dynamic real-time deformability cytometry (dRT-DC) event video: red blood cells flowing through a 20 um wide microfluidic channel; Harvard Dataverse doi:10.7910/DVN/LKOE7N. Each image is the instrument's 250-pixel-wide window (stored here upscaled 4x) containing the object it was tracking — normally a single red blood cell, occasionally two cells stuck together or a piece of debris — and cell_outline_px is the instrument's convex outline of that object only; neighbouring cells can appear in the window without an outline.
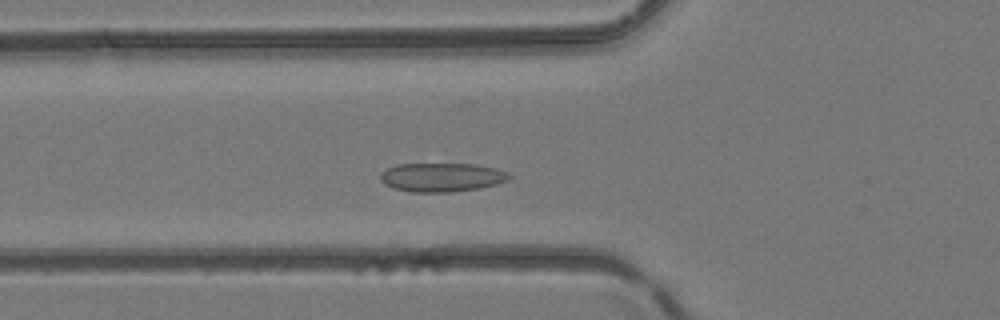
{"species": "common noctule bat (a hibernating species)", "species_latin": "Nyctalus noctula", "temperature_condition": "room temperature", "stored_images_in_passage": 39, "camera_frame_rate_fps": 3000, "um_per_image_px": 0.085, "animal": {"sex": "female", "body_mass_g": 24.6, "forearm_length_mm": 56.2}, "frame": {"image": 1, "passage_image": 9, "time_ms": 2.667, "image_size_px": [1000, 320], "cell_outline_px": [[512, 176], [508, 180], [496, 184], [480, 188], [452, 192], [412, 192], [392, 188], [384, 184], [380, 180], [380, 172], [396, 164], [476, 164], [496, 168]], "centroid_in_image_um": [37.51, 15.07], "position_along_channel_um": 88.3, "area_um2": 21.73}}
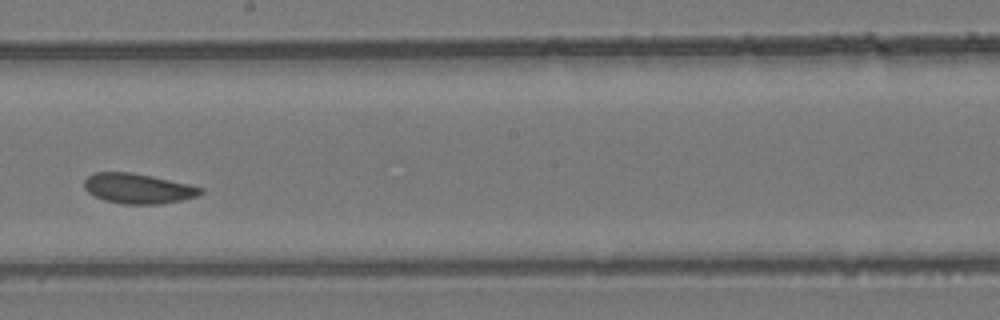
{"frame": {"image": 2, "passage_image": 19, "time_ms": 6.0, "image_size_px": [1000, 320], "cell_outline_px": [[204, 192], [196, 196], [180, 200], [160, 204], [120, 204], [104, 200], [88, 192], [84, 188], [84, 180], [92, 172], [132, 172], [152, 176], [188, 184], [204, 188]], "centroid_in_image_um": [11.71, 16.02], "position_along_channel_um": 236.5, "area_um2": 20.4}}
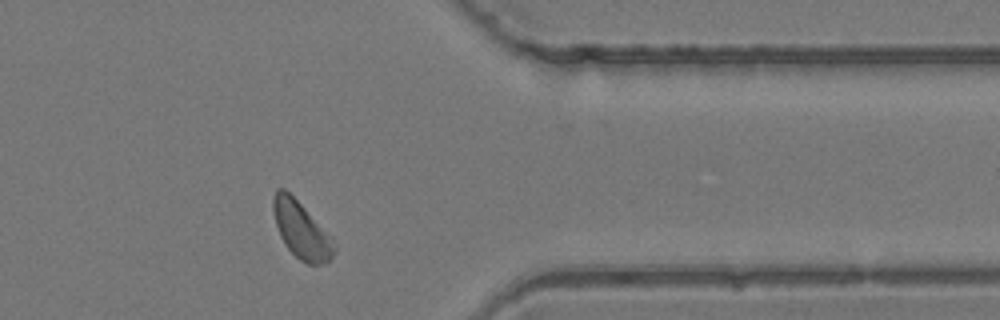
{"frame": {"image": 3, "passage_image": 30, "time_ms": 9.667, "image_size_px": [1000, 320], "cell_outline_px": [[336, 248], [332, 256], [324, 264], [308, 264], [300, 260], [288, 248], [280, 236], [276, 224], [272, 208], [272, 200], [276, 188], [284, 188], [332, 236]], "centroid_in_image_um": [25.61, 19.56], "position_along_channel_um": 385.8, "area_um2": 19.88}}